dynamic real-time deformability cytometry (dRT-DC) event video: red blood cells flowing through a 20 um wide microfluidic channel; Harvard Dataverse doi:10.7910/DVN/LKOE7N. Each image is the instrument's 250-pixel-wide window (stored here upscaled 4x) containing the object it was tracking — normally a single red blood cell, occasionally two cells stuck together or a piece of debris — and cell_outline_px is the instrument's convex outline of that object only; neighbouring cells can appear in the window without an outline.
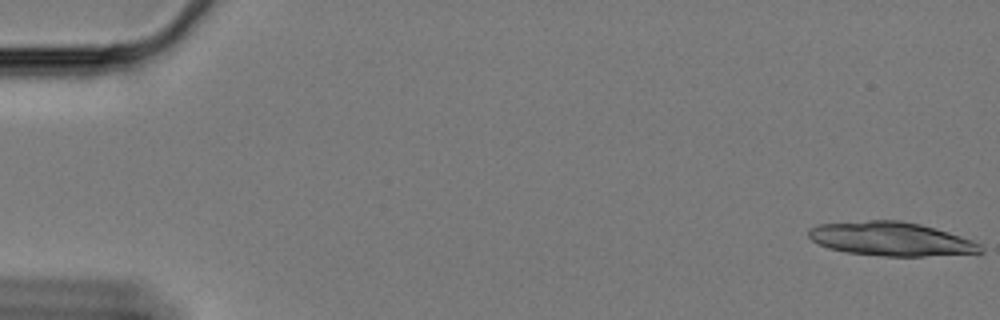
{"species": "Egyptian fruit bat (a non-hibernating species)", "species_latin": "Rousettus aegyptiacus", "temperature_condition": "cold", "stored_images_in_passage": 18, "camera_frame_rate_fps": 3000, "um_per_image_px": 0.085, "animal": {"sex": "female"}, "frame": {"image": 1, "passage_image": 1, "time_ms": 0.0, "image_size_px": [1000, 320], "cell_outline_px": [[984, 252], [924, 256], [880, 256], [844, 252], [828, 248], [812, 240], [808, 236], [808, 228], [816, 224], [868, 220], [900, 220], [920, 224], [936, 228], [972, 240], [980, 244], [984, 248]], "centroid_in_image_um": [75.7, 20.3], "position_along_channel_um": 9.3, "area_um2": 34.04}}